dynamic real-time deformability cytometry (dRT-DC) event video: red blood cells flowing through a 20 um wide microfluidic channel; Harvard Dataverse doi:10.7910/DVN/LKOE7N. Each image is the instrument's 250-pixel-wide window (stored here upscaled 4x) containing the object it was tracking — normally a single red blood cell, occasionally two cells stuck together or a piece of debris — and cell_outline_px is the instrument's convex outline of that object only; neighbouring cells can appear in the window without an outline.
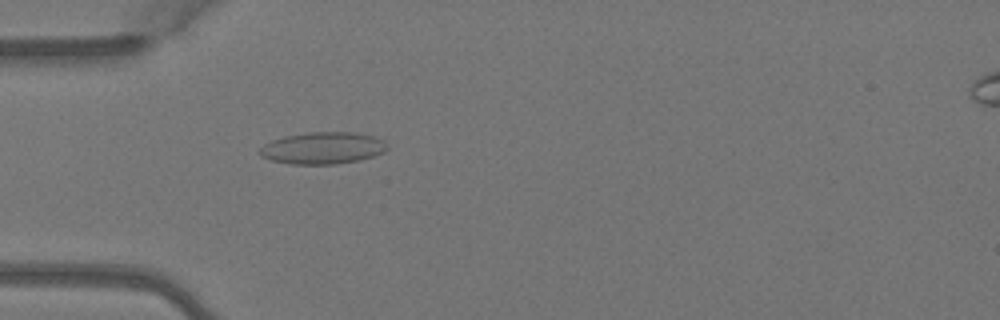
{"species": "Egyptian fruit bat (a non-hibernating species)", "species_latin": "Rousettus aegyptiacus", "temperature_condition": "warm", "stored_images_in_passage": 6, "camera_frame_rate_fps": 3000, "um_per_image_px": 0.085, "animal": {"sex": "female"}, "frame": {"image": 1, "passage_image": 5, "time_ms": 1.333, "image_size_px": [1000, 320], "cell_outline_px": [[388, 148], [384, 152], [360, 160], [336, 164], [292, 164], [272, 160], [260, 156], [256, 152], [264, 144], [272, 140], [284, 136], [308, 132], [352, 132], [372, 136], [384, 140], [388, 144]], "centroid_in_image_um": [27.42, 12.58], "position_along_channel_um": 57.6, "area_um2": 23.81}}